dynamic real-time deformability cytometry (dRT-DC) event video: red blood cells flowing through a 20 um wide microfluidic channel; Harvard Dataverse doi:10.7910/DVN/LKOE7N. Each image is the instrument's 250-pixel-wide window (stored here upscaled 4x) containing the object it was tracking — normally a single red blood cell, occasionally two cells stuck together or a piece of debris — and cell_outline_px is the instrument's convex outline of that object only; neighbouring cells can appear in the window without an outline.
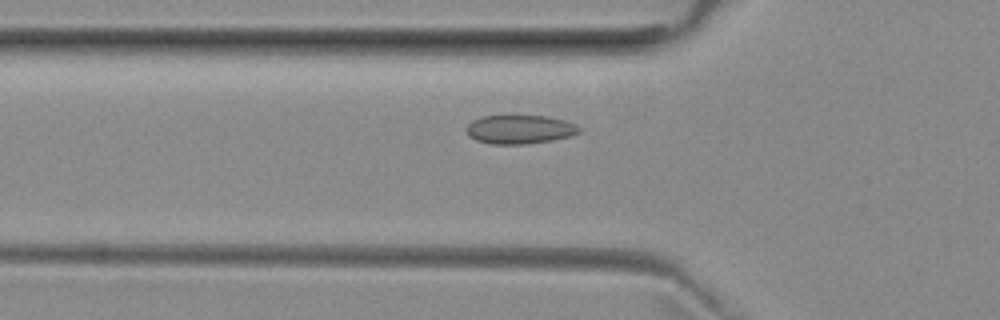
{"species": "common noctule bat (a hibernating species)", "species_latin": "Nyctalus noctula", "temperature_condition": "room temperature", "stored_images_in_passage": 37, "camera_frame_rate_fps": 3000, "um_per_image_px": 0.085, "animal": {"sex": "female", "body_mass_g": 29.2, "forearm_length_mm": 56.3}, "frame": {"image": 1, "passage_image": 2, "time_ms": 0.333, "image_size_px": [1000, 320], "cell_outline_px": [[580, 132], [568, 136], [552, 140], [524, 144], [488, 144], [476, 140], [468, 136], [464, 128], [472, 120], [480, 116], [548, 116], [564, 120], [576, 124], [580, 128]], "centroid_in_image_um": [44.12, 11.0], "position_along_channel_um": 81.7, "area_um2": 19.02}}
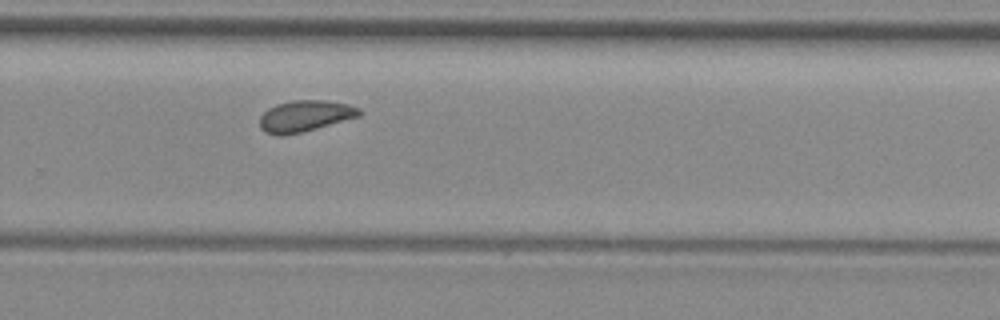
{"frame": {"image": 2, "passage_image": 19, "time_ms": 6.0, "image_size_px": [1000, 320], "cell_outline_px": [[364, 112], [360, 116], [304, 132], [268, 132], [260, 128], [260, 116], [268, 108], [276, 104], [292, 100], [328, 100], [348, 104], [360, 108]], "centroid_in_image_um": [26.02, 9.81], "position_along_channel_um": 303.8, "area_um2": 17.8}}
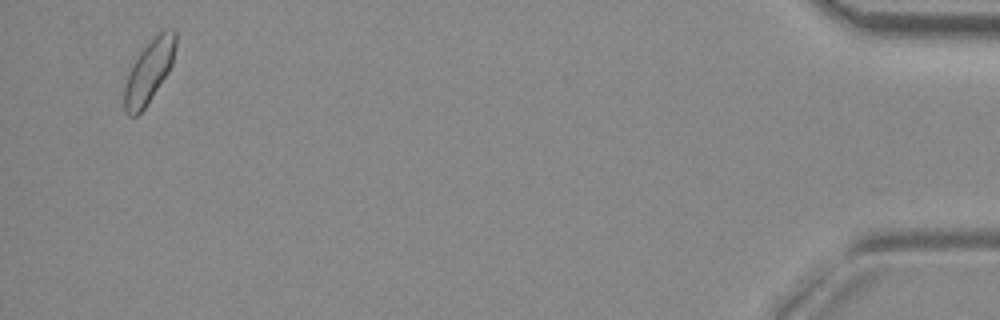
{"frame": {"image": 3, "passage_image": 35, "time_ms": 11.333, "image_size_px": [1000, 320], "cell_outline_px": [[176, 44], [172, 64], [168, 72], [144, 108], [136, 116], [128, 116], [124, 112], [124, 88], [128, 72], [132, 64], [140, 52], [164, 28], [172, 28], [176, 32]], "centroid_in_image_um": [12.66, 6.07], "position_along_channel_um": 422.5, "area_um2": 18.55}, "authors_computed_cell_mechanics": {"area_um2": 17.918, "velocity_mm_per_s": 3.9278, "shape_relaxation_time_tau1_ms": null, "shape_relaxation_time_tau2_ms": 1.6397, "deformation_change_tau1": null, "deformation_change_tau2": 0.0441}}